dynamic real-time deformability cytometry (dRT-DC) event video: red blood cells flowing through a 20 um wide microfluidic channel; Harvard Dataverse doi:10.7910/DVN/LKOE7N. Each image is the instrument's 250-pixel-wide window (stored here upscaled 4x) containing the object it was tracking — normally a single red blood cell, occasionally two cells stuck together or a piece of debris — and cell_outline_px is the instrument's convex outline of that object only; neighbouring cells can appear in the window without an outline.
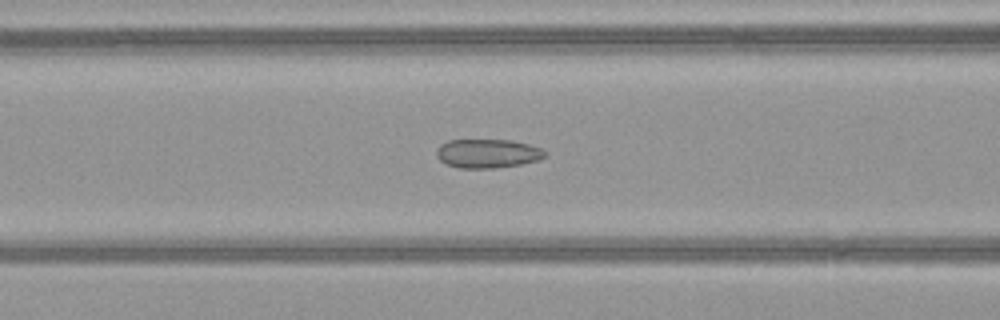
{"species": "common noctule bat (a hibernating species)", "species_latin": "Nyctalus noctula", "temperature_condition": "warm", "stored_images_in_passage": 45, "camera_frame_rate_fps": 3000, "um_per_image_px": 0.085, "animal": {"sex": "female", "body_mass_g": 21.9}, "frame": {"image": 1, "passage_image": 22, "time_ms": 7.0, "image_size_px": [1000, 320], "cell_outline_px": [[548, 156], [540, 160], [520, 164], [496, 168], [460, 168], [444, 164], [436, 156], [436, 148], [440, 144], [448, 140], [512, 140], [528, 144], [540, 148]], "centroid_in_image_um": [41.42, 13.05], "position_along_channel_um": 125.2, "area_um2": 18.44}}
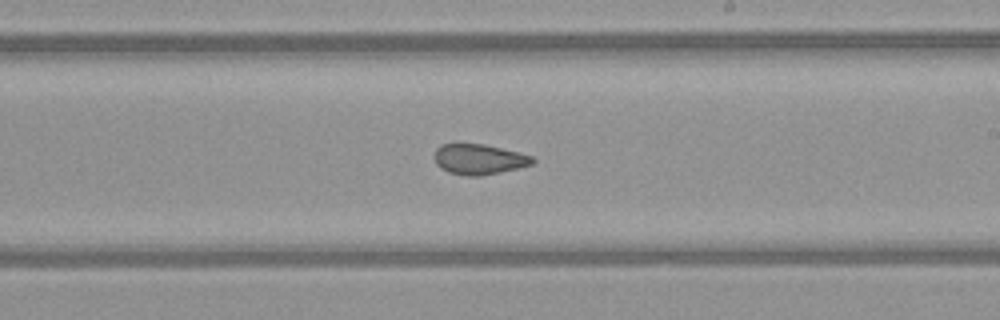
{"frame": {"image": 2, "passage_image": 31, "time_ms": 10.0, "image_size_px": [1000, 320], "cell_outline_px": [[536, 160], [532, 164], [500, 172], [480, 176], [468, 176], [448, 172], [440, 168], [436, 164], [436, 148], [440, 144], [456, 140], [484, 144], [532, 156]], "centroid_in_image_um": [40.64, 13.49], "position_along_channel_um": 248.4, "area_um2": 17.74}}
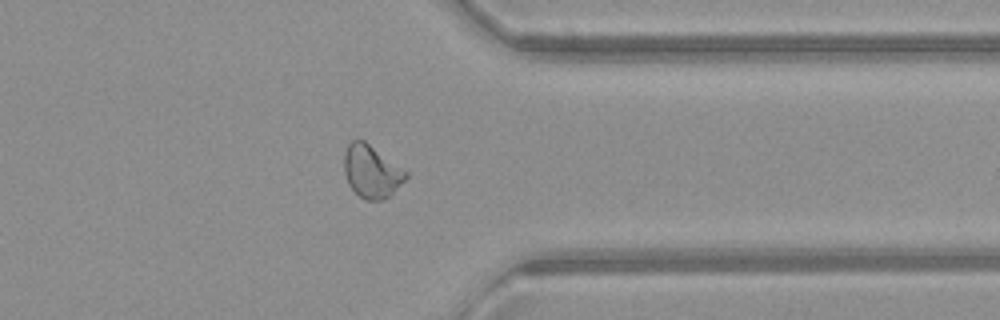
{"frame": {"image": 3, "passage_image": 41, "time_ms": 13.333, "image_size_px": [1000, 320], "cell_outline_px": [[408, 176], [384, 200], [364, 200], [348, 184], [344, 172], [344, 152], [348, 144], [352, 140], [364, 140], [408, 172]], "centroid_in_image_um": [31.55, 14.57], "position_along_channel_um": 379.8, "area_um2": 18.73}}